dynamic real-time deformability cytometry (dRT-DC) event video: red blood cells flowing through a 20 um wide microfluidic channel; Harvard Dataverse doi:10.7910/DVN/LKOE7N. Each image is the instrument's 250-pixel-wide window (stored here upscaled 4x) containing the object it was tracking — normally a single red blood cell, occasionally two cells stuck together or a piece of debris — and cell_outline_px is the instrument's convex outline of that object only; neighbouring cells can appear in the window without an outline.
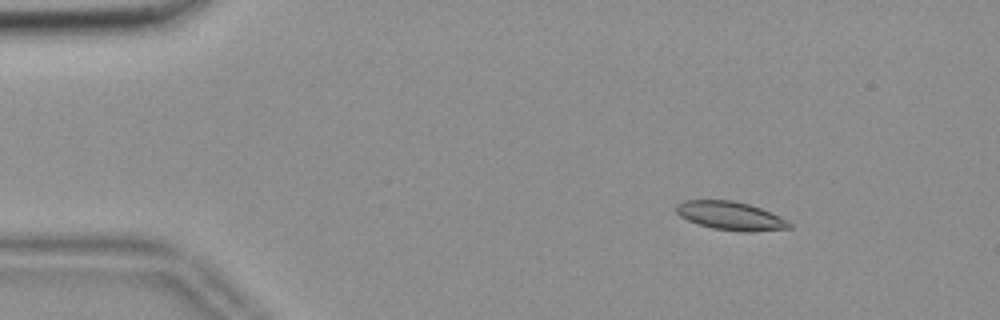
{"species": "common noctule bat (a hibernating species)", "species_latin": "Nyctalus noctula", "temperature_condition": "room temperature", "stored_images_in_passage": 50, "segment_of_instrument_passage": [1, 2], "camera_frame_rate_fps": 3000, "um_per_image_px": 0.085, "animal": {"sex": "female", "body_mass_g": 18.4}, "frame": {"image": 1, "passage_image": 1, "time_ms": 0.0, "image_size_px": [1000, 320], "cell_outline_px": [[792, 228], [752, 232], [744, 232], [712, 228], [688, 220], [680, 216], [676, 212], [676, 204], [684, 200], [732, 200], [748, 204], [760, 208], [788, 220], [792, 224]], "centroid_in_image_um": [62.11, 18.35], "position_along_channel_um": 22.9, "area_um2": 18.73}}
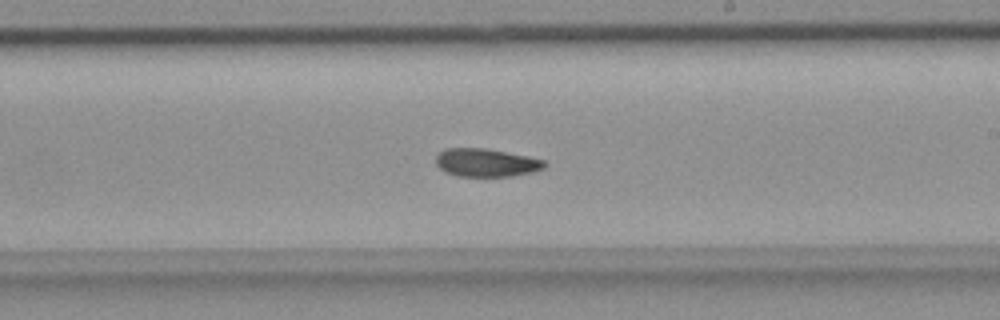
{"frame": {"image": 2, "passage_image": 26, "time_ms": 8.333, "image_size_px": [1000, 320], "cell_outline_px": [[548, 164], [544, 168], [532, 172], [512, 176], [456, 176], [444, 172], [436, 164], [436, 156], [444, 148], [484, 148], [528, 156], [544, 160]], "centroid_in_image_um": [41.32, 13.83], "position_along_channel_um": 247.7, "area_um2": 17.86}}
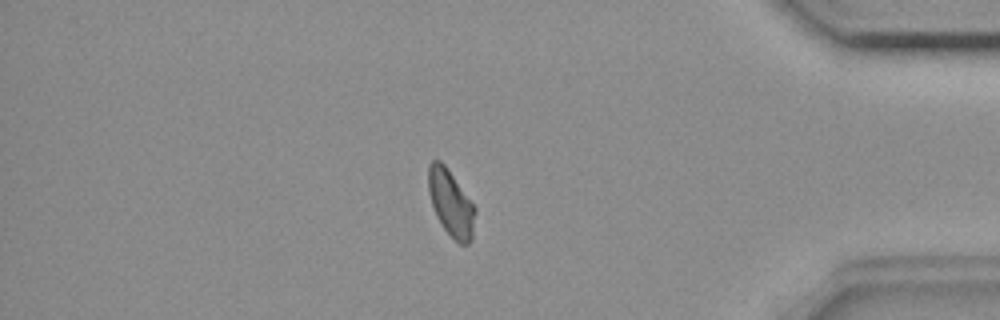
{"frame": {"image": 3, "passage_image": 41, "time_ms": 13.333, "image_size_px": [1000, 320], "cell_outline_px": [[476, 212], [472, 240], [468, 244], [460, 244], [444, 228], [436, 216], [428, 192], [428, 164], [432, 160], [440, 160], [444, 164], [476, 208]], "centroid_in_image_um": [38.32, 17.26], "position_along_channel_um": 396.9, "area_um2": 17.92}}